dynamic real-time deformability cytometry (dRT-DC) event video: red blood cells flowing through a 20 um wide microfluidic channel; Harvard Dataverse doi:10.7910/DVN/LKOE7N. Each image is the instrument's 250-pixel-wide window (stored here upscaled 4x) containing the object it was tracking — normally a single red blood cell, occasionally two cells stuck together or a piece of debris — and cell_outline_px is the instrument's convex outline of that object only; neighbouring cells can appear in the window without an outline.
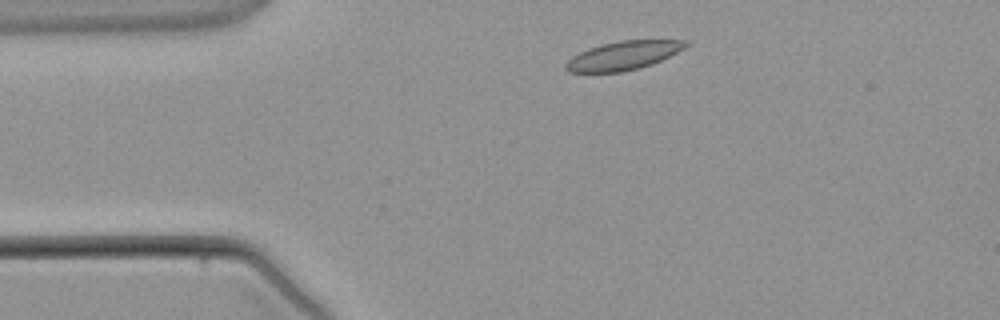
{"species": "common noctule bat (a hibernating species)", "species_latin": "Nyctalus noctula", "temperature_condition": "warm", "stored_images_in_passage": 3, "camera_frame_rate_fps": 3000, "um_per_image_px": 0.085, "animal": {"sex": "male", "body_mass_g": 21.5, "forearm_length_mm": 52.0}, "frame": {"image": 1, "passage_image": 1, "time_ms": 0.0, "image_size_px": [1000, 320], "cell_outline_px": [[688, 44], [684, 48], [652, 64], [640, 68], [620, 72], [568, 72], [564, 68], [564, 64], [572, 56], [588, 48], [600, 44], [620, 40], [688, 40]], "centroid_in_image_um": [52.93, 4.72], "position_along_channel_um": 32.1, "area_um2": 20.0}}
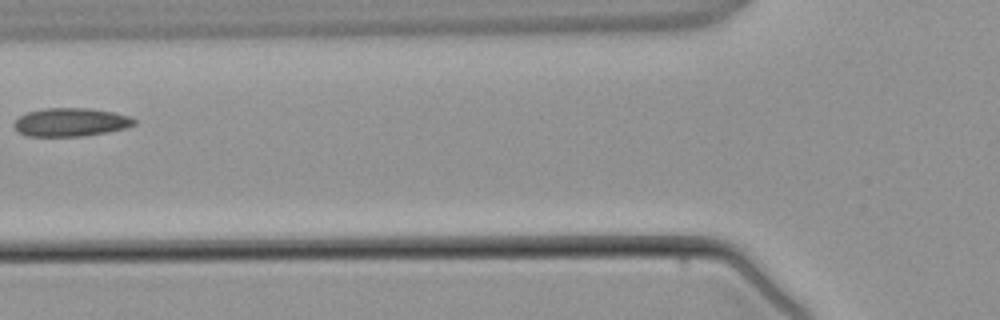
{"frame": {"image": 2, "passage_image": 3, "time_ms": 2.667, "image_size_px": [1000, 320], "cell_outline_px": [[136, 124], [124, 128], [108, 132], [84, 136], [28, 136], [20, 132], [12, 124], [20, 116], [28, 112], [44, 108], [92, 108], [112, 112], [128, 116], [136, 120]], "centroid_in_image_um": [6.02, 10.38], "position_along_channel_um": 119.8, "area_um2": 19.77}}